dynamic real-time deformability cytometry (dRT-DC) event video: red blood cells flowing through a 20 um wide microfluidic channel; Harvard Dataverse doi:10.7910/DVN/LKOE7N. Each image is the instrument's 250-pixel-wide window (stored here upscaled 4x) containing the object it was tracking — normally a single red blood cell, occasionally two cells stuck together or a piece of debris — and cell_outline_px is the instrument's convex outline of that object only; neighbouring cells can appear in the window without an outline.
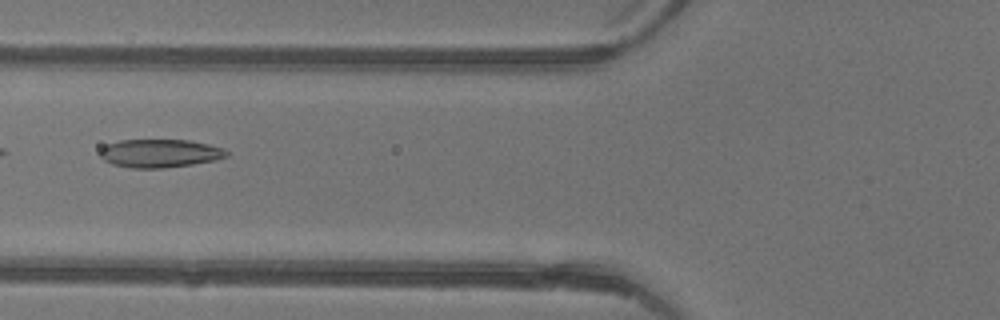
{"species": "common noctule bat (a hibernating species)", "species_latin": "Nyctalus noctula", "temperature_condition": "warm", "stored_images_in_passage": 3, "camera_frame_rate_fps": 3000, "um_per_image_px": 0.085, "animal": {"sex": "female"}, "frame": {"image": 1, "passage_image": 3, "time_ms": 0.667, "image_size_px": [1000, 320], "cell_outline_px": [[228, 156], [216, 160], [192, 164], [164, 168], [132, 168], [112, 164], [104, 160], [100, 156], [100, 148], [108, 144], [120, 140], [188, 140], [208, 144], [224, 148], [228, 152]], "centroid_in_image_um": [13.59, 13.03], "position_along_channel_um": 112.2, "area_um2": 20.87}}